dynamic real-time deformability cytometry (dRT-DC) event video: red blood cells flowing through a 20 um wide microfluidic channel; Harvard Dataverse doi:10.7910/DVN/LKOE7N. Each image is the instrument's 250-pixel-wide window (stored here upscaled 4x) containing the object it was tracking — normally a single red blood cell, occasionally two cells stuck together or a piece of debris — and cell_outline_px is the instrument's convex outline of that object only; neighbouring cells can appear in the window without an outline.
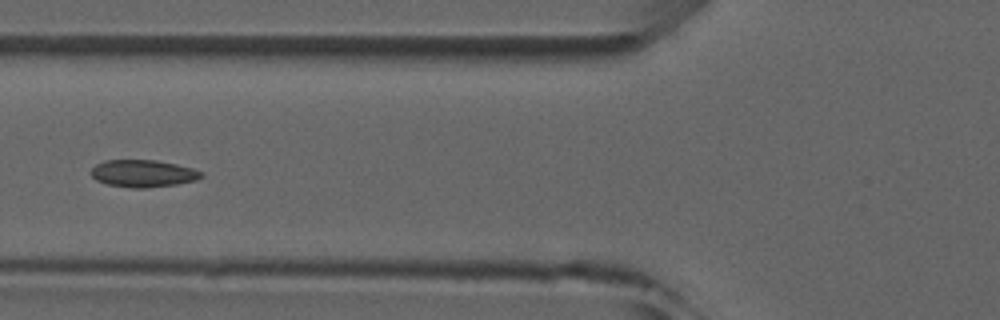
{"species": "common noctule bat (a hibernating species)", "species_latin": "Nyctalus noctula", "temperature_condition": "room temperature", "stored_images_in_passage": 7, "camera_frame_rate_fps": 3000, "um_per_image_px": 0.085, "animal": {"sex": "male", "forearm_length_mm": 52.5}, "frame": {"image": 1, "passage_image": 6, "time_ms": 6.0, "image_size_px": [1000, 320], "cell_outline_px": [[204, 176], [196, 180], [176, 184], [144, 188], [132, 188], [108, 184], [96, 180], [92, 176], [92, 168], [96, 164], [104, 160], [156, 160], [176, 164], [192, 168], [204, 172]], "centroid_in_image_um": [12.18, 14.74], "position_along_channel_um": 113.6, "area_um2": 17.46}}
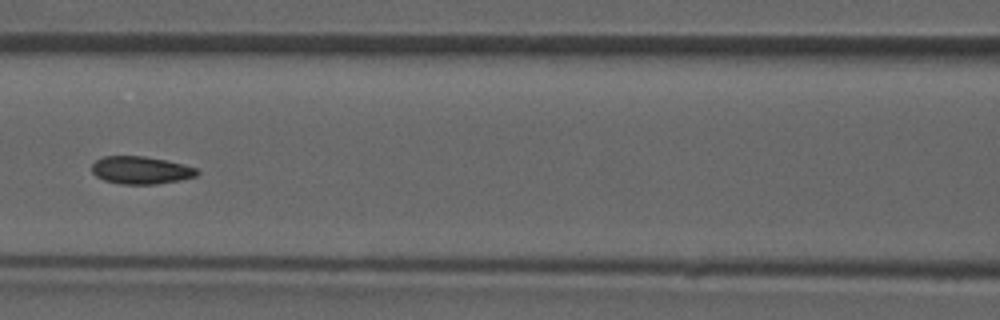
{"frame": {"image": 2, "passage_image": 7, "time_ms": 7.0, "image_size_px": [1000, 320], "cell_outline_px": [[200, 172], [196, 176], [180, 180], [156, 184], [120, 184], [104, 180], [96, 176], [92, 172], [92, 164], [96, 160], [104, 156], [144, 156], [184, 164], [196, 168]], "centroid_in_image_um": [11.97, 14.47], "position_along_channel_um": 154.6, "area_um2": 16.94}}